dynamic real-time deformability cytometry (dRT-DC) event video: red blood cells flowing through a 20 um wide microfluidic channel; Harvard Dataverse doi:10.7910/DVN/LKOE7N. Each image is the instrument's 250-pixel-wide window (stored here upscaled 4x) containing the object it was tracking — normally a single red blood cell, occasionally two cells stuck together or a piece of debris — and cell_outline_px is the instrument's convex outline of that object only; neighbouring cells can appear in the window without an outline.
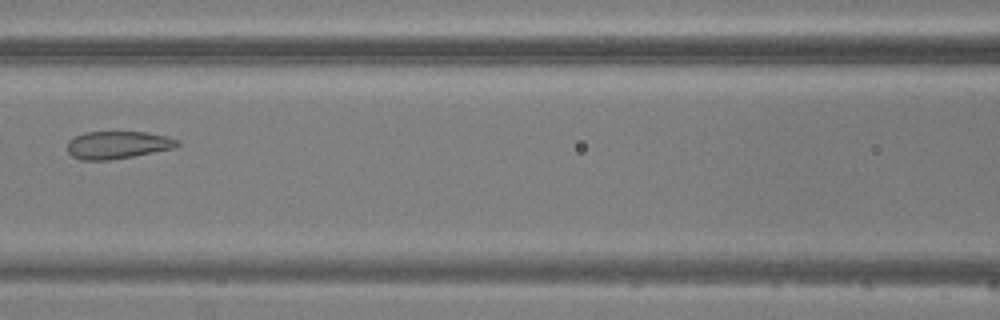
{"species": "common noctule bat (a hibernating species)", "species_latin": "Nyctalus noctula", "temperature_condition": "warm", "stored_images_in_passage": 6, "camera_frame_rate_fps": 3000, "um_per_image_px": 0.085, "animal": {"sex": "male", "body_mass_g": 20.5, "forearm_length_mm": 52.5}, "frame": {"image": 1, "passage_image": 6, "time_ms": 6.667, "image_size_px": [1000, 320], "cell_outline_px": [[180, 144], [172, 148], [132, 156], [108, 160], [80, 160], [72, 156], [68, 152], [68, 140], [84, 132], [144, 132], [164, 136], [180, 140]], "centroid_in_image_um": [9.96, 12.32], "position_along_channel_um": 156.6, "area_um2": 17.46}}